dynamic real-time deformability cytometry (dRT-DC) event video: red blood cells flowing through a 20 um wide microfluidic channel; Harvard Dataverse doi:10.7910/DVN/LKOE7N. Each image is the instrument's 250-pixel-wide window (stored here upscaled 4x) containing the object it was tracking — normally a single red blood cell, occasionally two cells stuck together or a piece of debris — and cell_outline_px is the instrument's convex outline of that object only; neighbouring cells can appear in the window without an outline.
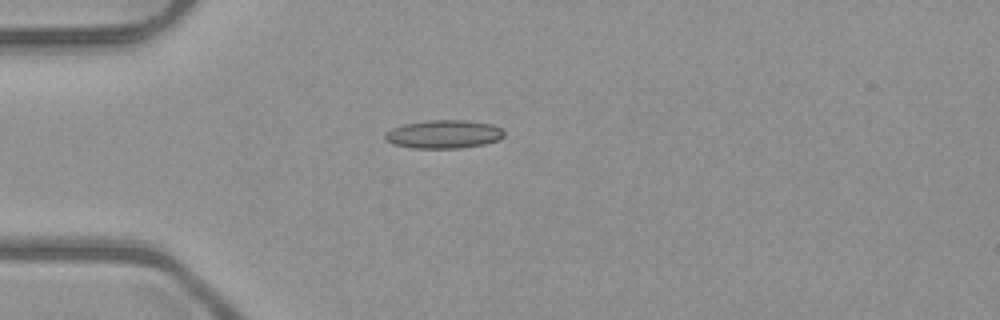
{"species": "common noctule bat (a hibernating species)", "species_latin": "Nyctalus noctula", "temperature_condition": "room temperature", "stored_images_in_passage": 38, "camera_frame_rate_fps": 3000, "um_per_image_px": 0.085, "animal": {"sex": "male", "body_mass_g": 23.1, "forearm_length_mm": 52.7}, "frame": {"image": 1, "passage_image": 1, "time_ms": 0.0, "image_size_px": [1000, 320], "cell_outline_px": [[504, 136], [500, 140], [484, 144], [460, 148], [412, 148], [392, 144], [384, 140], [384, 136], [392, 128], [404, 124], [428, 120], [464, 120], [492, 124], [500, 128], [504, 132]], "centroid_in_image_um": [37.72, 11.41], "position_along_channel_um": 47.3, "area_um2": 19.71}}
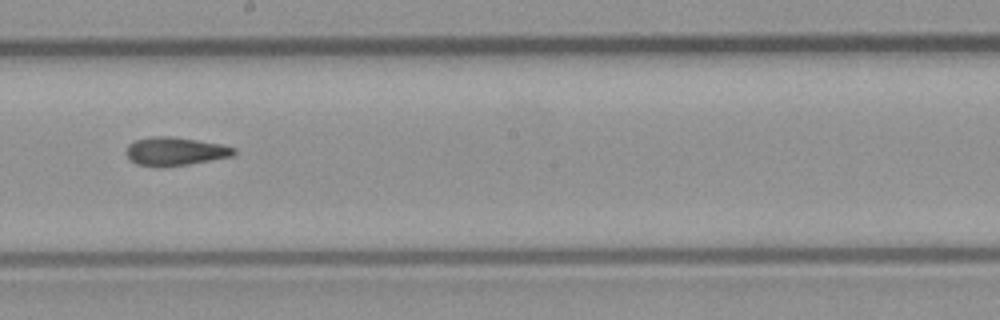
{"frame": {"image": 2, "passage_image": 16, "time_ms": 5.0, "image_size_px": [1000, 320], "cell_outline_px": [[236, 152], [232, 156], [188, 164], [136, 164], [124, 152], [128, 144], [136, 140], [152, 136], [172, 136], [220, 144], [236, 148]], "centroid_in_image_um": [14.9, 12.82], "position_along_channel_um": 233.3, "area_um2": 17.11}}
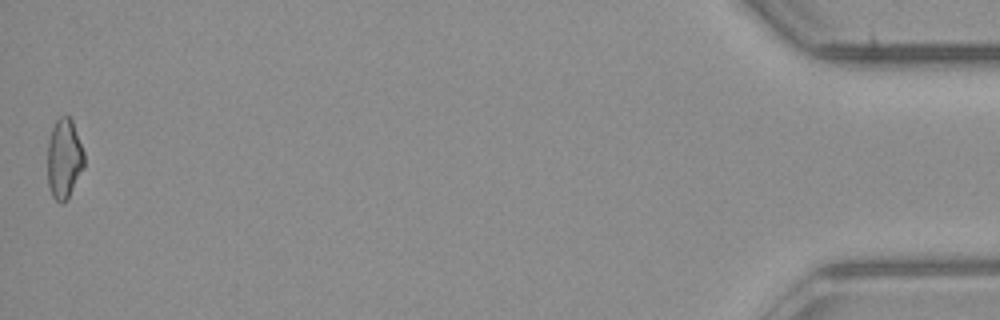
{"frame": {"image": 3, "passage_image": 38, "time_ms": 12.333, "image_size_px": [1000, 320], "cell_outline_px": [[84, 168], [68, 196], [60, 204], [52, 196], [48, 184], [48, 140], [52, 128], [56, 120], [60, 116], [68, 116], [72, 120], [84, 152]], "centroid_in_image_um": [5.45, 13.47], "position_along_channel_um": 429.8, "area_um2": 16.88}, "authors_computed_cell_mechanics": {"area_um2": 17.6868, "velocity_mm_per_s": 4.0409, "shape_relaxation_time_tau1_ms": null, "shape_relaxation_time_tau2_ms": 2.8059, "deformation_change_tau1": null, "deformation_change_tau2": 0.1059}}